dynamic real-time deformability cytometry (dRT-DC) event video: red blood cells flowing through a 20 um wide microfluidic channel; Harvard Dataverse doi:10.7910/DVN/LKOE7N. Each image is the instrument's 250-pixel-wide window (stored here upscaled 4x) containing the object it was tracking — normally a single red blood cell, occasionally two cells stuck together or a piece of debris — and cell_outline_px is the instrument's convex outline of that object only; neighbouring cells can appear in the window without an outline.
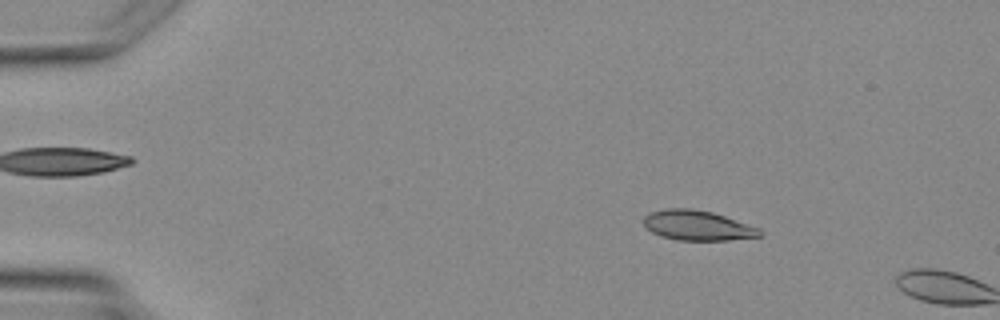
{"species": "Egyptian fruit bat (a non-hibernating species)", "species_latin": "Rousettus aegyptiacus", "temperature_condition": "warm", "stored_images_in_passage": 2, "camera_frame_rate_fps": 3000, "um_per_image_px": 0.085, "animal": {"sex": "female"}, "frame": {"image": 1, "passage_image": 1, "time_ms": 0.0, "image_size_px": [1000, 320], "cell_outline_px": [[764, 232], [760, 236], [728, 240], [676, 240], [660, 236], [652, 232], [644, 224], [644, 216], [648, 212], [668, 208], [692, 208], [712, 212], [760, 228]], "centroid_in_image_um": [59.28, 19.16], "position_along_channel_um": 25.7, "area_um2": 20.29}}